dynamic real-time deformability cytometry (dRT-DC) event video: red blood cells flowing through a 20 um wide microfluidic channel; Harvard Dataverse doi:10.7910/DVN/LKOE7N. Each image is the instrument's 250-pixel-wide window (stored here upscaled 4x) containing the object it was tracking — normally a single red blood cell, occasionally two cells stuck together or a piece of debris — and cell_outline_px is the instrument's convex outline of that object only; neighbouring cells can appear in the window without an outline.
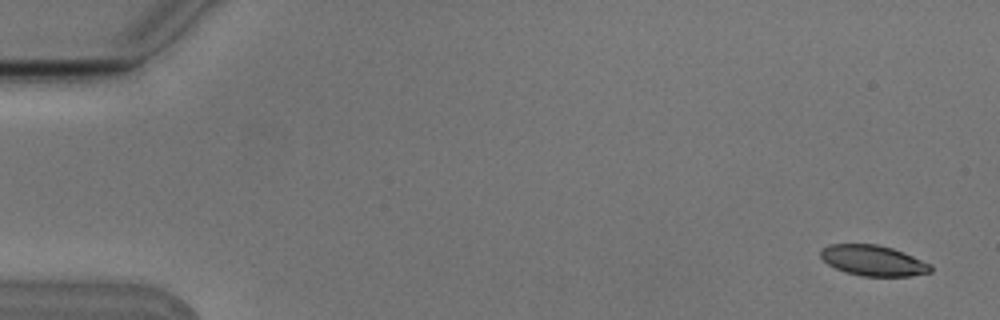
{"species": "Egyptian fruit bat (a non-hibernating species)", "species_latin": "Rousettus aegyptiacus", "temperature_condition": "cold", "stored_images_in_passage": 3, "camera_frame_rate_fps": 3000, "um_per_image_px": 0.085, "animal": {"sex": "male"}, "frame": {"image": 1, "passage_image": 1, "time_ms": 0.0, "image_size_px": [1000, 320], "cell_outline_px": [[932, 272], [912, 276], [860, 276], [844, 272], [828, 264], [820, 256], [820, 248], [828, 244], [876, 244], [892, 248], [904, 252], [932, 264]], "centroid_in_image_um": [74.23, 22.14], "position_along_channel_um": 10.8, "area_um2": 19.83}}